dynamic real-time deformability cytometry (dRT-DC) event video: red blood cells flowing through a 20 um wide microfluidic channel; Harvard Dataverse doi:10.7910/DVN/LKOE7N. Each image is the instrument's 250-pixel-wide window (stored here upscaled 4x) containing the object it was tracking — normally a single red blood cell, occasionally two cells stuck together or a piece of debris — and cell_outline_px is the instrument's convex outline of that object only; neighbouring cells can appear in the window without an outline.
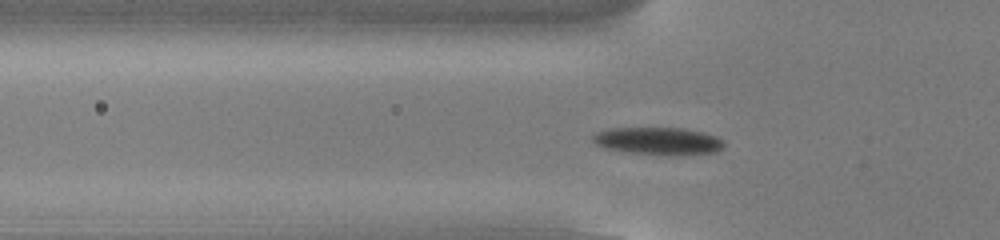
{"species": "common noctule bat (a hibernating species)", "species_latin": "Nyctalus noctula", "temperature_condition": "cold", "stored_images_in_passage": 53, "camera_frame_rate_fps": 3000, "um_per_image_px": 0.085, "animal": {"sex": "male", "body_mass_g": 13.0, "forearm_length_mm": 53.1}, "frame": {"image": 1, "passage_image": 17, "time_ms": 5.333, "image_size_px": [1000, 240], "cell_outline_px": [[724, 148], [716, 152], [684, 156], [668, 156], [620, 152], [604, 148], [596, 144], [592, 140], [592, 136], [596, 132], [612, 128], [684, 128], [704, 132], [716, 136], [724, 140]], "centroid_in_image_um": [55.98, 12.01], "position_along_channel_um": 69.8, "area_um2": 21.73}}
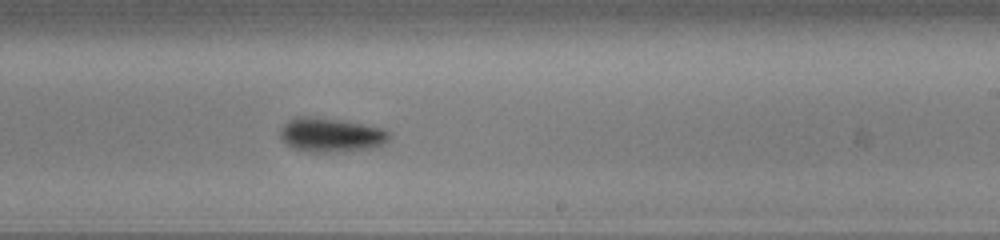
{"frame": {"image": 2, "passage_image": 32, "time_ms": 10.333, "image_size_px": [1000, 240], "cell_outline_px": [[388, 140], [384, 144], [376, 148], [336, 152], [308, 152], [292, 148], [280, 136], [280, 128], [288, 120], [296, 116], [308, 116], [340, 120], [380, 128], [388, 132]], "centroid_in_image_um": [28.1, 11.48], "position_along_channel_um": 260.9, "area_um2": 21.62}}
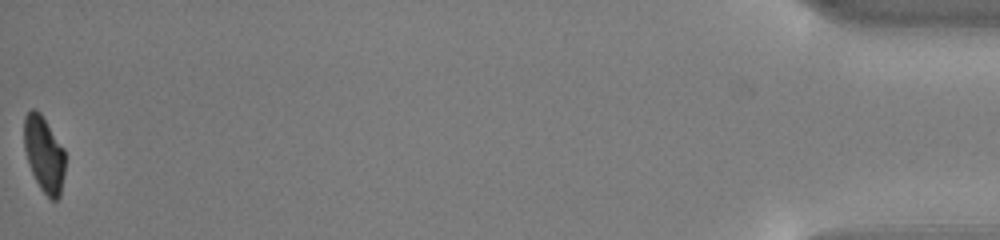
{"frame": {"image": 3, "passage_image": 53, "time_ms": 17.333, "image_size_px": [1000, 240], "cell_outline_px": [[64, 172], [60, 196], [56, 200], [52, 200], [40, 188], [28, 164], [24, 148], [24, 116], [32, 108], [36, 108], [40, 112], [64, 148]], "centroid_in_image_um": [3.73, 13.07], "position_along_channel_um": 431.5, "area_um2": 18.09}, "authors_computed_cell_mechanics": {"area_um2": 19.9988, "velocity_mm_per_s": 3.8379, "shape_relaxation_time_tau1_ms": 2.2963, "shape_relaxation_time_tau2_ms": null, "deformation_change_tau1": 0.1399, "deformation_change_tau2": null}}